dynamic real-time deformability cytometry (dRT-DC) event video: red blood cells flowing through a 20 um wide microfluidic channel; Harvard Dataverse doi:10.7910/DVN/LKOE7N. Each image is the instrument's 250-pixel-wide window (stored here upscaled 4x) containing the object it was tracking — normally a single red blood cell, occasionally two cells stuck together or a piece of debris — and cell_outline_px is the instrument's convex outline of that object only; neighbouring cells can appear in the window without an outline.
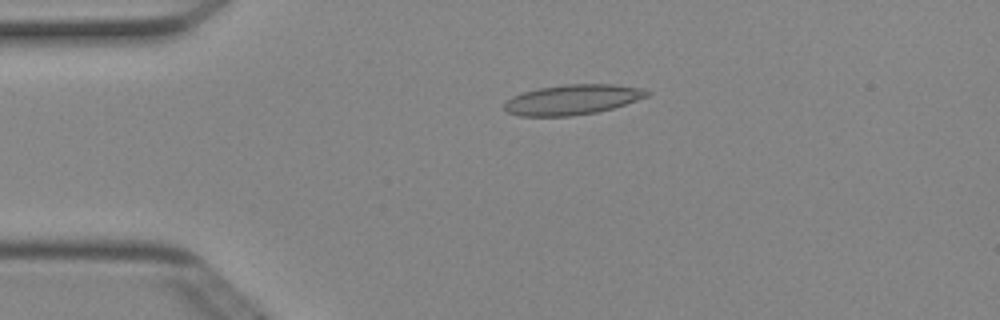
{"species": "Egyptian fruit bat (a non-hibernating species)", "species_latin": "Rousettus aegyptiacus", "temperature_condition": "cold", "stored_images_in_passage": 50, "camera_frame_rate_fps": 3000, "um_per_image_px": 0.085, "animal": {"sex": "female"}, "frame": {"image": 1, "passage_image": 11, "time_ms": 3.333, "image_size_px": [1000, 320], "cell_outline_px": [[652, 92], [648, 96], [612, 108], [596, 112], [572, 116], [520, 116], [508, 112], [504, 108], [504, 104], [512, 96], [524, 92], [540, 88], [564, 84], [612, 84], [640, 88]], "centroid_in_image_um": [48.65, 8.47], "position_along_channel_um": 36.3, "area_um2": 24.8}}
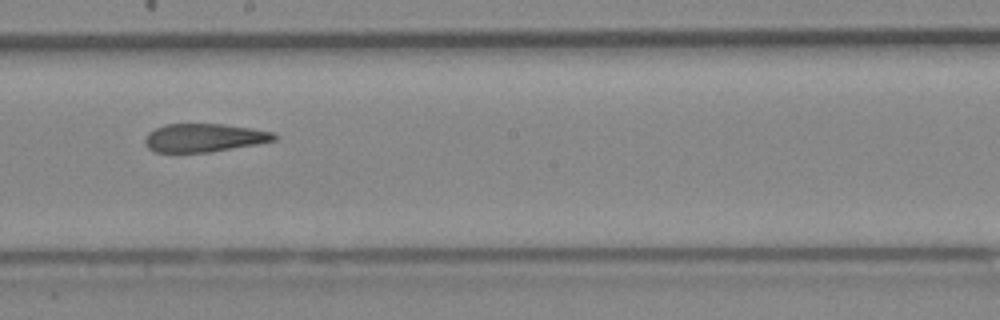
{"frame": {"image": 2, "passage_image": 28, "time_ms": 9.0, "image_size_px": [1000, 320], "cell_outline_px": [[280, 136], [276, 140], [256, 144], [212, 152], [152, 152], [144, 144], [144, 140], [148, 132], [164, 124], [224, 124], [252, 128], [272, 132]], "centroid_in_image_um": [17.34, 11.71], "position_along_channel_um": 230.9, "area_um2": 21.5}}
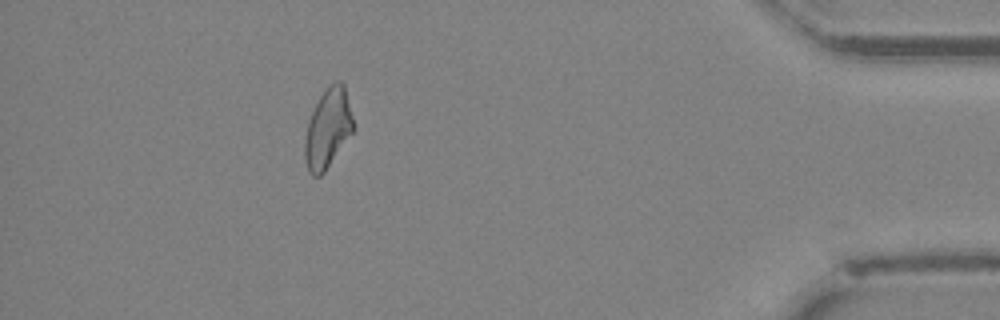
{"frame": {"image": 3, "passage_image": 45, "time_ms": 14.667, "image_size_px": [1000, 320], "cell_outline_px": [[352, 132], [324, 172], [320, 176], [312, 176], [308, 172], [304, 160], [304, 140], [308, 120], [320, 96], [336, 80], [340, 80], [344, 84], [352, 116]], "centroid_in_image_um": [27.82, 10.95], "position_along_channel_um": 407.4, "area_um2": 22.02}, "authors_computed_cell_mechanics": {"area_um2": 23.2645, "velocity_mm_per_s": 4.0396, "shape_relaxation_time_tau1_ms": null, "shape_relaxation_time_tau2_ms": 3.6904, "deformation_change_tau1": null, "deformation_change_tau2": 0.1081}}